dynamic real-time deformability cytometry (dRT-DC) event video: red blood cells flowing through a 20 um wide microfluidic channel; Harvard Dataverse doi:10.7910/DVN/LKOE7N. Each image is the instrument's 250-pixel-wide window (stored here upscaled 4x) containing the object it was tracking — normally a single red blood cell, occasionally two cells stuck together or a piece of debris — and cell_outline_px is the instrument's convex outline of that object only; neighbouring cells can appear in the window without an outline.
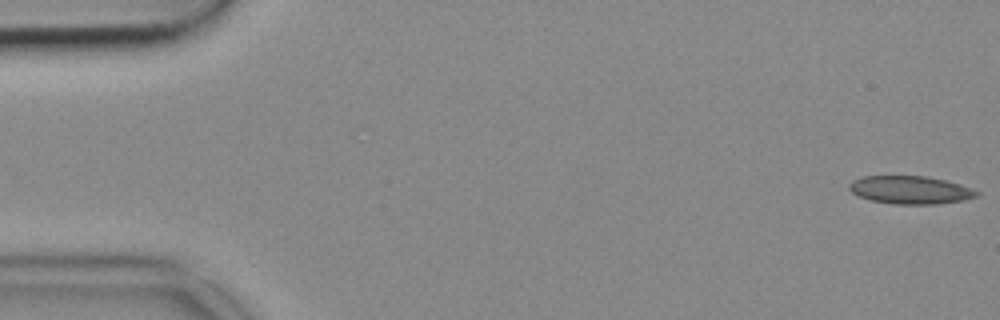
{"species": "common noctule bat (a hibernating species)", "species_latin": "Nyctalus noctula", "temperature_condition": "cold", "stored_images_in_passage": 53, "camera_frame_rate_fps": 3000, "um_per_image_px": 0.085, "animal": {"sex": "female", "body_mass_g": 18.4}, "frame": {"image": 1, "passage_image": 1, "time_ms": 0.0, "image_size_px": [1000, 320], "cell_outline_px": [[980, 192], [976, 196], [960, 200], [936, 204], [892, 204], [872, 200], [860, 196], [852, 192], [848, 188], [848, 184], [852, 180], [864, 176], [924, 176], [944, 180], [960, 184]], "centroid_in_image_um": [77.33, 16.14], "position_along_channel_um": 7.7, "area_um2": 20.52}}
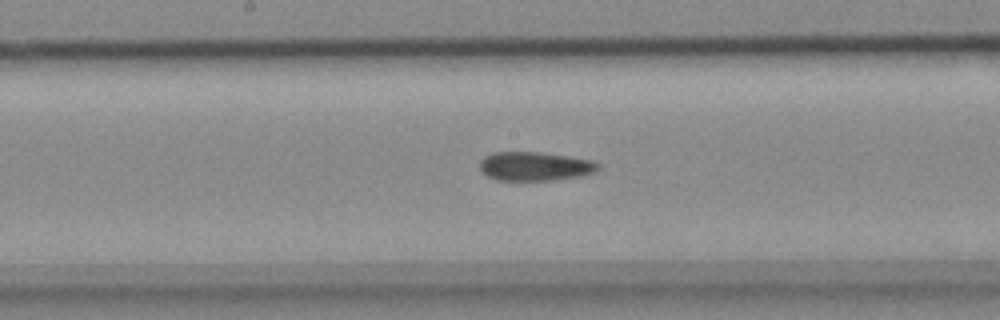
{"frame": {"image": 2, "passage_image": 27, "time_ms": 8.667, "image_size_px": [1000, 320], "cell_outline_px": [[600, 168], [596, 172], [580, 176], [556, 180], [496, 180], [488, 176], [480, 168], [480, 160], [484, 156], [496, 152], [540, 152], [592, 160], [600, 164]], "centroid_in_image_um": [45.49, 14.13], "position_along_channel_um": 202.7, "area_um2": 19.94}}
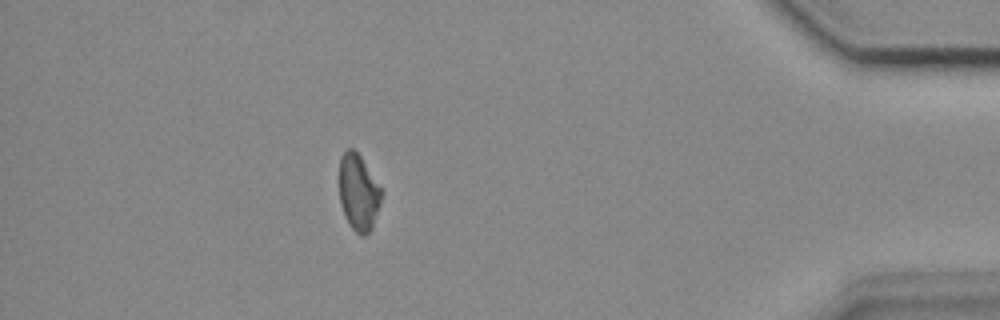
{"frame": {"image": 3, "passage_image": 47, "time_ms": 15.333, "image_size_px": [1000, 320], "cell_outline_px": [[384, 192], [372, 228], [364, 236], [360, 236], [352, 228], [340, 204], [340, 156], [348, 148], [352, 148], [360, 156]], "centroid_in_image_um": [30.49, 16.36], "position_along_channel_um": 404.7, "area_um2": 18.55}}